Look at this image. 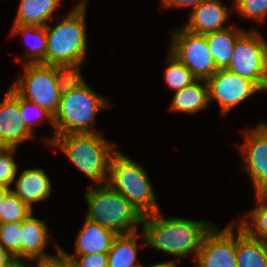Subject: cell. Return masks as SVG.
Masks as SVG:
<instances>
[{"mask_svg": "<svg viewBox=\"0 0 267 267\" xmlns=\"http://www.w3.org/2000/svg\"><path fill=\"white\" fill-rule=\"evenodd\" d=\"M215 224L206 221L178 217L164 218L161 210L144 215L142 231L144 244L152 249L171 254L179 260L192 253L195 261L204 236Z\"/></svg>", "mask_w": 267, "mask_h": 267, "instance_id": "obj_1", "label": "cell"}, {"mask_svg": "<svg viewBox=\"0 0 267 267\" xmlns=\"http://www.w3.org/2000/svg\"><path fill=\"white\" fill-rule=\"evenodd\" d=\"M46 142L49 147L62 150L70 162L92 180L93 186L107 183L110 161L117 149L102 133H69Z\"/></svg>", "mask_w": 267, "mask_h": 267, "instance_id": "obj_2", "label": "cell"}, {"mask_svg": "<svg viewBox=\"0 0 267 267\" xmlns=\"http://www.w3.org/2000/svg\"><path fill=\"white\" fill-rule=\"evenodd\" d=\"M81 0L54 27L46 25L47 48L45 64L58 66L85 61L87 54L86 5Z\"/></svg>", "mask_w": 267, "mask_h": 267, "instance_id": "obj_3", "label": "cell"}, {"mask_svg": "<svg viewBox=\"0 0 267 267\" xmlns=\"http://www.w3.org/2000/svg\"><path fill=\"white\" fill-rule=\"evenodd\" d=\"M84 196L88 204L85 217L116 234L138 231L137 226L142 225L144 215L107 183L90 186Z\"/></svg>", "mask_w": 267, "mask_h": 267, "instance_id": "obj_4", "label": "cell"}, {"mask_svg": "<svg viewBox=\"0 0 267 267\" xmlns=\"http://www.w3.org/2000/svg\"><path fill=\"white\" fill-rule=\"evenodd\" d=\"M107 184L122 194L143 215L161 210L144 167L118 150L110 161Z\"/></svg>", "mask_w": 267, "mask_h": 267, "instance_id": "obj_5", "label": "cell"}, {"mask_svg": "<svg viewBox=\"0 0 267 267\" xmlns=\"http://www.w3.org/2000/svg\"><path fill=\"white\" fill-rule=\"evenodd\" d=\"M109 105V101L93 91L87 83L62 94L58 111L54 115L53 137L69 133H99L92 128L95 116Z\"/></svg>", "mask_w": 267, "mask_h": 267, "instance_id": "obj_6", "label": "cell"}, {"mask_svg": "<svg viewBox=\"0 0 267 267\" xmlns=\"http://www.w3.org/2000/svg\"><path fill=\"white\" fill-rule=\"evenodd\" d=\"M23 66L24 73L15 79L11 88L20 97L36 103L54 116L61 98L55 78V66L42 63H28Z\"/></svg>", "mask_w": 267, "mask_h": 267, "instance_id": "obj_7", "label": "cell"}, {"mask_svg": "<svg viewBox=\"0 0 267 267\" xmlns=\"http://www.w3.org/2000/svg\"><path fill=\"white\" fill-rule=\"evenodd\" d=\"M257 31H245L235 42L229 66L237 75L267 90V41Z\"/></svg>", "mask_w": 267, "mask_h": 267, "instance_id": "obj_8", "label": "cell"}, {"mask_svg": "<svg viewBox=\"0 0 267 267\" xmlns=\"http://www.w3.org/2000/svg\"><path fill=\"white\" fill-rule=\"evenodd\" d=\"M180 27L175 29V32L173 30L169 51L192 72L197 80L207 81L218 69L209 52L206 37Z\"/></svg>", "mask_w": 267, "mask_h": 267, "instance_id": "obj_9", "label": "cell"}, {"mask_svg": "<svg viewBox=\"0 0 267 267\" xmlns=\"http://www.w3.org/2000/svg\"><path fill=\"white\" fill-rule=\"evenodd\" d=\"M209 102L216 100L224 117L237 104L255 92L263 91L254 81L243 78L228 69L217 70L208 80Z\"/></svg>", "mask_w": 267, "mask_h": 267, "instance_id": "obj_10", "label": "cell"}, {"mask_svg": "<svg viewBox=\"0 0 267 267\" xmlns=\"http://www.w3.org/2000/svg\"><path fill=\"white\" fill-rule=\"evenodd\" d=\"M234 221L220 230L214 225L204 236L195 264L197 267H237Z\"/></svg>", "mask_w": 267, "mask_h": 267, "instance_id": "obj_11", "label": "cell"}, {"mask_svg": "<svg viewBox=\"0 0 267 267\" xmlns=\"http://www.w3.org/2000/svg\"><path fill=\"white\" fill-rule=\"evenodd\" d=\"M243 132L245 142L238 146L243 155V168L251 178L254 193H259L267 186V123L262 121Z\"/></svg>", "mask_w": 267, "mask_h": 267, "instance_id": "obj_12", "label": "cell"}, {"mask_svg": "<svg viewBox=\"0 0 267 267\" xmlns=\"http://www.w3.org/2000/svg\"><path fill=\"white\" fill-rule=\"evenodd\" d=\"M0 103V147L18 148L37 138L25 126L20 112V96L11 88Z\"/></svg>", "mask_w": 267, "mask_h": 267, "instance_id": "obj_13", "label": "cell"}, {"mask_svg": "<svg viewBox=\"0 0 267 267\" xmlns=\"http://www.w3.org/2000/svg\"><path fill=\"white\" fill-rule=\"evenodd\" d=\"M50 236L46 222L34 217L32 212L22 221L21 258L31 262L35 260L37 262L50 261L58 258L60 246L57 244L55 255L44 253Z\"/></svg>", "mask_w": 267, "mask_h": 267, "instance_id": "obj_14", "label": "cell"}, {"mask_svg": "<svg viewBox=\"0 0 267 267\" xmlns=\"http://www.w3.org/2000/svg\"><path fill=\"white\" fill-rule=\"evenodd\" d=\"M227 8L220 0H204L191 9L183 28L202 35L226 29L230 27L224 25L231 14Z\"/></svg>", "mask_w": 267, "mask_h": 267, "instance_id": "obj_15", "label": "cell"}, {"mask_svg": "<svg viewBox=\"0 0 267 267\" xmlns=\"http://www.w3.org/2000/svg\"><path fill=\"white\" fill-rule=\"evenodd\" d=\"M84 219L83 227L75 241V253L68 254L60 247L61 255L107 254L111 249L118 234L86 217Z\"/></svg>", "mask_w": 267, "mask_h": 267, "instance_id": "obj_16", "label": "cell"}, {"mask_svg": "<svg viewBox=\"0 0 267 267\" xmlns=\"http://www.w3.org/2000/svg\"><path fill=\"white\" fill-rule=\"evenodd\" d=\"M14 182L16 187L11 191L31 209L34 203L44 201L52 194L51 181L42 168L25 169Z\"/></svg>", "mask_w": 267, "mask_h": 267, "instance_id": "obj_17", "label": "cell"}, {"mask_svg": "<svg viewBox=\"0 0 267 267\" xmlns=\"http://www.w3.org/2000/svg\"><path fill=\"white\" fill-rule=\"evenodd\" d=\"M22 34L25 39L27 52L24 56L19 57L17 61L21 60L24 64H45V55L47 48V38L45 26H36L28 24H13L10 36L14 37ZM23 59V60H22ZM29 59V61H28Z\"/></svg>", "mask_w": 267, "mask_h": 267, "instance_id": "obj_18", "label": "cell"}, {"mask_svg": "<svg viewBox=\"0 0 267 267\" xmlns=\"http://www.w3.org/2000/svg\"><path fill=\"white\" fill-rule=\"evenodd\" d=\"M209 104L207 81L196 80L192 84L174 93L169 108L172 112L194 114L198 111L208 109Z\"/></svg>", "mask_w": 267, "mask_h": 267, "instance_id": "obj_19", "label": "cell"}, {"mask_svg": "<svg viewBox=\"0 0 267 267\" xmlns=\"http://www.w3.org/2000/svg\"><path fill=\"white\" fill-rule=\"evenodd\" d=\"M237 267H267V241L250 237L236 227Z\"/></svg>", "mask_w": 267, "mask_h": 267, "instance_id": "obj_20", "label": "cell"}, {"mask_svg": "<svg viewBox=\"0 0 267 267\" xmlns=\"http://www.w3.org/2000/svg\"><path fill=\"white\" fill-rule=\"evenodd\" d=\"M245 31L230 25L226 29L205 34L209 52L218 70L229 66L235 42Z\"/></svg>", "mask_w": 267, "mask_h": 267, "instance_id": "obj_21", "label": "cell"}, {"mask_svg": "<svg viewBox=\"0 0 267 267\" xmlns=\"http://www.w3.org/2000/svg\"><path fill=\"white\" fill-rule=\"evenodd\" d=\"M61 0H20L13 24L46 26Z\"/></svg>", "mask_w": 267, "mask_h": 267, "instance_id": "obj_22", "label": "cell"}, {"mask_svg": "<svg viewBox=\"0 0 267 267\" xmlns=\"http://www.w3.org/2000/svg\"><path fill=\"white\" fill-rule=\"evenodd\" d=\"M138 231L128 234H118L112 243L111 249L107 253L108 267H144L137 260Z\"/></svg>", "mask_w": 267, "mask_h": 267, "instance_id": "obj_23", "label": "cell"}, {"mask_svg": "<svg viewBox=\"0 0 267 267\" xmlns=\"http://www.w3.org/2000/svg\"><path fill=\"white\" fill-rule=\"evenodd\" d=\"M256 207L247 212L237 225L250 237L267 241V200L255 193ZM250 218V219H249Z\"/></svg>", "mask_w": 267, "mask_h": 267, "instance_id": "obj_24", "label": "cell"}, {"mask_svg": "<svg viewBox=\"0 0 267 267\" xmlns=\"http://www.w3.org/2000/svg\"><path fill=\"white\" fill-rule=\"evenodd\" d=\"M167 57L168 67L164 72V80L174 92L183 89L197 80L192 72L169 50Z\"/></svg>", "mask_w": 267, "mask_h": 267, "instance_id": "obj_25", "label": "cell"}, {"mask_svg": "<svg viewBox=\"0 0 267 267\" xmlns=\"http://www.w3.org/2000/svg\"><path fill=\"white\" fill-rule=\"evenodd\" d=\"M81 64L55 66L56 83L61 95L77 89L86 83L81 74Z\"/></svg>", "mask_w": 267, "mask_h": 267, "instance_id": "obj_26", "label": "cell"}, {"mask_svg": "<svg viewBox=\"0 0 267 267\" xmlns=\"http://www.w3.org/2000/svg\"><path fill=\"white\" fill-rule=\"evenodd\" d=\"M32 212L33 209L10 191L0 204V223L23 221Z\"/></svg>", "mask_w": 267, "mask_h": 267, "instance_id": "obj_27", "label": "cell"}, {"mask_svg": "<svg viewBox=\"0 0 267 267\" xmlns=\"http://www.w3.org/2000/svg\"><path fill=\"white\" fill-rule=\"evenodd\" d=\"M22 221L0 223V245L13 257L21 258Z\"/></svg>", "mask_w": 267, "mask_h": 267, "instance_id": "obj_28", "label": "cell"}, {"mask_svg": "<svg viewBox=\"0 0 267 267\" xmlns=\"http://www.w3.org/2000/svg\"><path fill=\"white\" fill-rule=\"evenodd\" d=\"M32 110L34 112H32ZM20 112L26 128L34 136H36L34 126L36 124L38 125L43 120L48 121V123H50V125H52V127L54 128V116L52 114H50L47 110L39 107L36 103L30 102L22 97H20ZM30 112L33 113V116Z\"/></svg>", "mask_w": 267, "mask_h": 267, "instance_id": "obj_29", "label": "cell"}, {"mask_svg": "<svg viewBox=\"0 0 267 267\" xmlns=\"http://www.w3.org/2000/svg\"><path fill=\"white\" fill-rule=\"evenodd\" d=\"M17 148L0 147V186L11 188L18 174V165L13 156Z\"/></svg>", "mask_w": 267, "mask_h": 267, "instance_id": "obj_30", "label": "cell"}, {"mask_svg": "<svg viewBox=\"0 0 267 267\" xmlns=\"http://www.w3.org/2000/svg\"><path fill=\"white\" fill-rule=\"evenodd\" d=\"M231 8L236 9L240 16L264 23L267 17V0H235Z\"/></svg>", "mask_w": 267, "mask_h": 267, "instance_id": "obj_31", "label": "cell"}, {"mask_svg": "<svg viewBox=\"0 0 267 267\" xmlns=\"http://www.w3.org/2000/svg\"><path fill=\"white\" fill-rule=\"evenodd\" d=\"M76 267H108L107 254L62 255Z\"/></svg>", "mask_w": 267, "mask_h": 267, "instance_id": "obj_32", "label": "cell"}, {"mask_svg": "<svg viewBox=\"0 0 267 267\" xmlns=\"http://www.w3.org/2000/svg\"><path fill=\"white\" fill-rule=\"evenodd\" d=\"M204 0H161L165 7H191L192 9Z\"/></svg>", "mask_w": 267, "mask_h": 267, "instance_id": "obj_33", "label": "cell"}, {"mask_svg": "<svg viewBox=\"0 0 267 267\" xmlns=\"http://www.w3.org/2000/svg\"><path fill=\"white\" fill-rule=\"evenodd\" d=\"M36 267H67V259L60 254L56 259L37 262Z\"/></svg>", "mask_w": 267, "mask_h": 267, "instance_id": "obj_34", "label": "cell"}, {"mask_svg": "<svg viewBox=\"0 0 267 267\" xmlns=\"http://www.w3.org/2000/svg\"><path fill=\"white\" fill-rule=\"evenodd\" d=\"M24 258H20V257H13L12 259H10L3 267H31L30 264H26Z\"/></svg>", "mask_w": 267, "mask_h": 267, "instance_id": "obj_35", "label": "cell"}, {"mask_svg": "<svg viewBox=\"0 0 267 267\" xmlns=\"http://www.w3.org/2000/svg\"><path fill=\"white\" fill-rule=\"evenodd\" d=\"M13 256L0 245V267H3Z\"/></svg>", "mask_w": 267, "mask_h": 267, "instance_id": "obj_36", "label": "cell"}, {"mask_svg": "<svg viewBox=\"0 0 267 267\" xmlns=\"http://www.w3.org/2000/svg\"><path fill=\"white\" fill-rule=\"evenodd\" d=\"M146 267V266H144ZM147 267H177V263L172 260V261H165V262H161V263H157V264H153L151 266H147Z\"/></svg>", "mask_w": 267, "mask_h": 267, "instance_id": "obj_37", "label": "cell"}, {"mask_svg": "<svg viewBox=\"0 0 267 267\" xmlns=\"http://www.w3.org/2000/svg\"><path fill=\"white\" fill-rule=\"evenodd\" d=\"M11 191V188L0 186V204L4 200L5 196Z\"/></svg>", "mask_w": 267, "mask_h": 267, "instance_id": "obj_38", "label": "cell"}, {"mask_svg": "<svg viewBox=\"0 0 267 267\" xmlns=\"http://www.w3.org/2000/svg\"><path fill=\"white\" fill-rule=\"evenodd\" d=\"M259 194L265 199L267 200V186L264 187L260 192Z\"/></svg>", "mask_w": 267, "mask_h": 267, "instance_id": "obj_39", "label": "cell"}, {"mask_svg": "<svg viewBox=\"0 0 267 267\" xmlns=\"http://www.w3.org/2000/svg\"><path fill=\"white\" fill-rule=\"evenodd\" d=\"M67 267H76L69 259H67Z\"/></svg>", "mask_w": 267, "mask_h": 267, "instance_id": "obj_40", "label": "cell"}]
</instances>
